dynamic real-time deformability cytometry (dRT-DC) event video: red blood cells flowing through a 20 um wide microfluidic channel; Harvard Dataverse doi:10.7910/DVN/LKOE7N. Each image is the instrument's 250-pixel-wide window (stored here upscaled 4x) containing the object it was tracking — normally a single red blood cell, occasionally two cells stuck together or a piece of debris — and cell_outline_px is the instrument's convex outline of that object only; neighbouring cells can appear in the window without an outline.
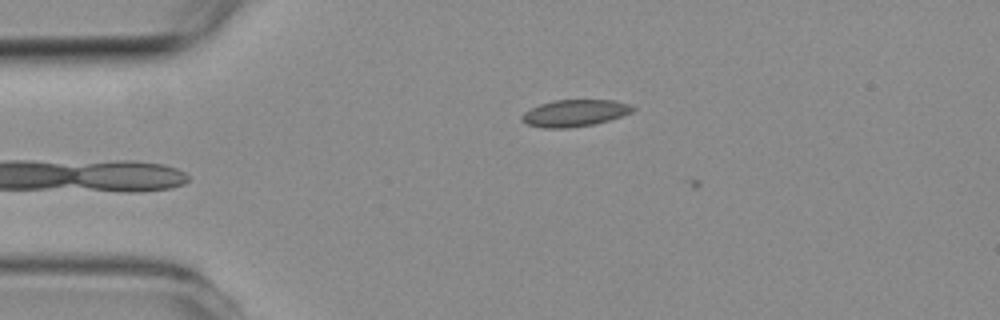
{"species": "common noctule bat (a hibernating species)", "species_latin": "Nyctalus noctula", "temperature_condition": "room temperature", "stored_images_in_passage": 2, "camera_frame_rate_fps": 3000, "um_per_image_px": 0.085, "animal": {"sex": "female", "body_mass_g": 19.3, "forearm_length_mm": 54.1}, "frame": {"image": 1, "passage_image": 1, "time_ms": 0.0, "image_size_px": [1000, 320], "cell_outline_px": [[636, 108], [632, 112], [608, 120], [592, 124], [568, 128], [544, 128], [528, 124], [520, 120], [520, 116], [524, 112], [540, 104], [552, 100], [616, 100], [628, 104]], "centroid_in_image_um": [48.82, 9.6], "position_along_channel_um": 36.2, "area_um2": 17.22}}